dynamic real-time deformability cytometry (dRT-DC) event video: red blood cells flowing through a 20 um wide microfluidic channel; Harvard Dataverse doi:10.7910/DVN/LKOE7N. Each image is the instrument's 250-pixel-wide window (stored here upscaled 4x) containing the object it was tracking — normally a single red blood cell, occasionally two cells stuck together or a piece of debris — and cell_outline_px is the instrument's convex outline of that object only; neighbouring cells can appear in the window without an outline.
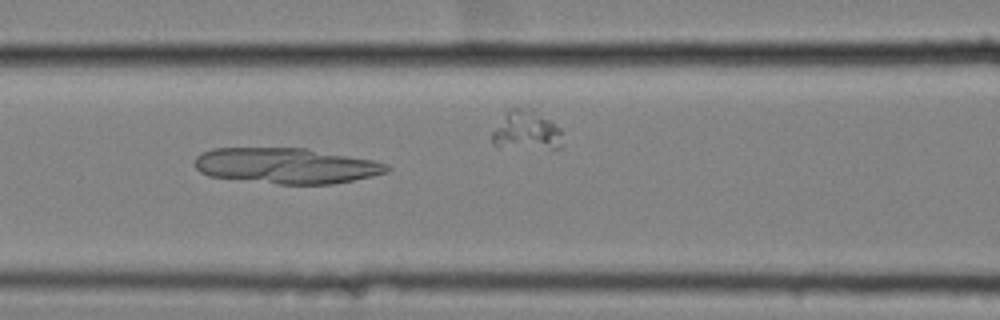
{"species": "common noctule bat (a hibernating species)", "species_latin": "Nyctalus noctula", "temperature_condition": "cold", "stored_images_in_passage": 28, "camera_frame_rate_fps": 3000, "um_per_image_px": 0.085, "animal": {"sex": "female", "body_mass_g": 25.1}, "frame": {"image": 1, "passage_image": 27, "time_ms": 8.667, "image_size_px": [1000, 320], "cell_outline_px": [[392, 168], [388, 172], [372, 176], [332, 184], [276, 184], [208, 176], [200, 172], [196, 168], [196, 156], [200, 152], [212, 148], [308, 148], [372, 160], [388, 164]], "centroid_in_image_um": [24.33, 14.08], "position_along_channel_um": 142.3, "area_um2": 40.06}}